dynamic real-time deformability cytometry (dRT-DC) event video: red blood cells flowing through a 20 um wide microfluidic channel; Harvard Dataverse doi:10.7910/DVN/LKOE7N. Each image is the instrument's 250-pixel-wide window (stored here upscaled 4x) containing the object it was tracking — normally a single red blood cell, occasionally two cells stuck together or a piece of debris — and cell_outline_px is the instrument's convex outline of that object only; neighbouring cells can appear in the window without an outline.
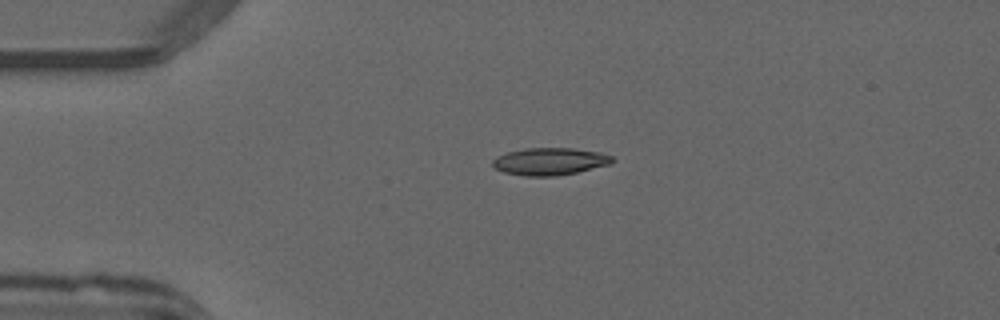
{"species": "common noctule bat (a hibernating species)", "species_latin": "Nyctalus noctula", "temperature_condition": "warm", "stored_images_in_passage": 5, "camera_frame_rate_fps": 3000, "um_per_image_px": 0.085, "animal": {"sex": "male", "forearm_length_mm": 52.5}, "frame": {"image": 1, "passage_image": 3, "time_ms": 0.667, "image_size_px": [1000, 320], "cell_outline_px": [[612, 164], [576, 172], [556, 176], [524, 176], [504, 172], [496, 168], [492, 164], [492, 160], [496, 156], [508, 152], [524, 148], [572, 148], [600, 152], [612, 156]], "centroid_in_image_um": [46.72, 13.72], "position_along_channel_um": 38.3, "area_um2": 19.02}}
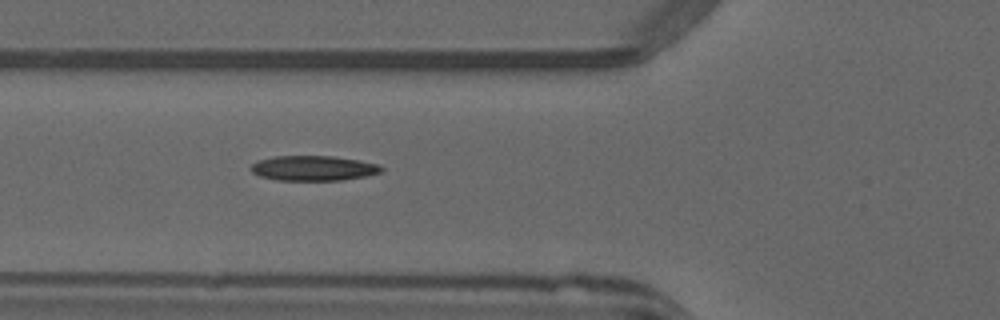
{"frame": {"image": 2, "passage_image": 5, "time_ms": 1.333, "image_size_px": [1000, 320], "cell_outline_px": [[384, 168], [380, 172], [368, 176], [340, 180], [276, 180], [260, 176], [252, 172], [248, 168], [256, 160], [276, 156], [332, 156], [360, 160], [380, 164]], "centroid_in_image_um": [26.64, 14.29], "position_along_channel_um": 99.2, "area_um2": 19.19}}